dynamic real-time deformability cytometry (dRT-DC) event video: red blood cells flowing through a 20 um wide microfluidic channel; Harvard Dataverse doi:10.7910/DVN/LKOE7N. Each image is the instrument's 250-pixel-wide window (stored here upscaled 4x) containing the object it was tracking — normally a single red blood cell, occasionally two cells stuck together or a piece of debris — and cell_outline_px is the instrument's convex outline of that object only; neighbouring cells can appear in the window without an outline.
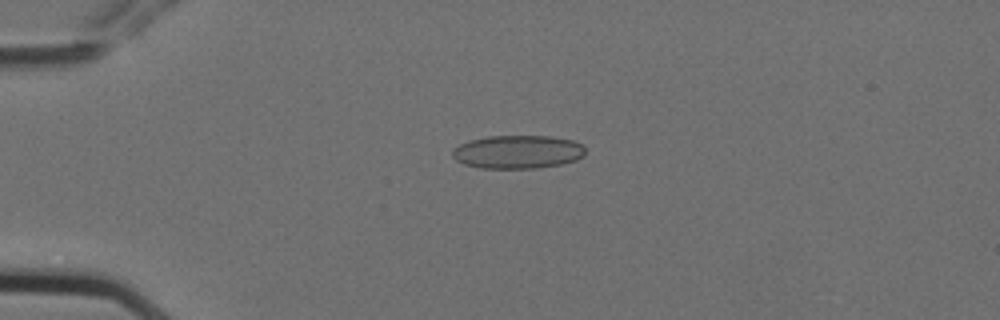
{"species": "Egyptian fruit bat (a non-hibernating species)", "species_latin": "Rousettus aegyptiacus", "temperature_condition": "cold", "stored_images_in_passage": 5, "camera_frame_rate_fps": 3000, "um_per_image_px": 0.085, "animal": {"sex": "female"}, "frame": {"image": 1, "passage_image": 4, "time_ms": 1.0, "image_size_px": [1000, 320], "cell_outline_px": [[584, 156], [576, 160], [560, 164], [536, 168], [480, 168], [464, 164], [456, 160], [452, 156], [452, 148], [460, 144], [472, 140], [488, 136], [548, 136], [572, 140], [580, 144], [584, 148]], "centroid_in_image_um": [43.98, 12.91], "position_along_channel_um": 41.0, "area_um2": 25.72}}